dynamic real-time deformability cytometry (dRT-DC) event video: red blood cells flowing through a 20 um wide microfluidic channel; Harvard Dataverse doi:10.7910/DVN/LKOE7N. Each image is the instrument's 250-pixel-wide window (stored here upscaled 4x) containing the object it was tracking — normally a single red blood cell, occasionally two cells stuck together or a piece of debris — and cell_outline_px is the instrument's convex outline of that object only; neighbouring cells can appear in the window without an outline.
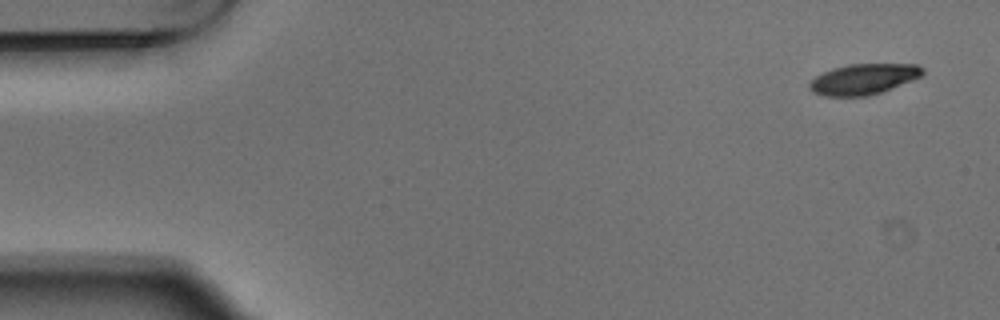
{"species": "Egyptian fruit bat (a non-hibernating species)", "species_latin": "Rousettus aegyptiacus", "temperature_condition": "warm", "stored_images_in_passage": 5, "camera_frame_rate_fps": 3000, "um_per_image_px": 0.085, "animal": {"sex": "male"}, "frame": {"image": 1, "passage_image": 1, "time_ms": 0.0, "image_size_px": [1000, 320], "cell_outline_px": [[924, 72], [920, 76], [912, 80], [892, 88], [868, 96], [824, 96], [812, 92], [808, 88], [808, 84], [816, 76], [832, 68], [848, 64], [916, 64], [924, 68]], "centroid_in_image_um": [73.38, 6.72], "position_along_channel_um": 11.6, "area_um2": 20.17}}
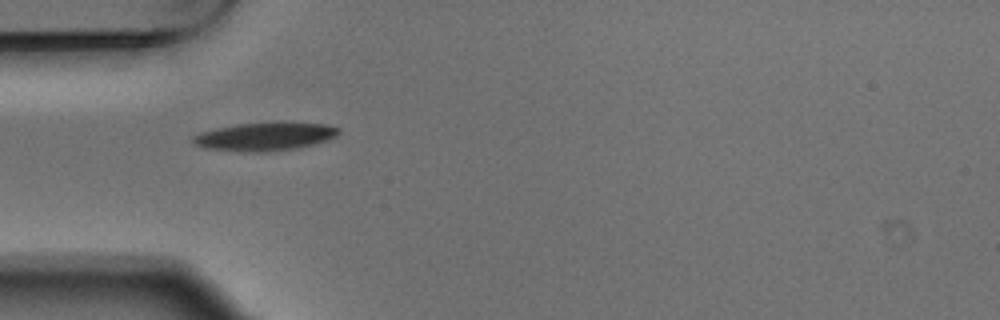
{"frame": {"image": 2, "passage_image": 4, "time_ms": 1.0, "image_size_px": [1000, 320], "cell_outline_px": [[340, 132], [336, 136], [312, 144], [296, 148], [264, 152], [244, 152], [204, 148], [196, 144], [192, 140], [192, 136], [200, 132], [216, 128], [236, 124], [284, 120], [324, 124], [340, 128]], "centroid_in_image_um": [22.52, 11.57], "position_along_channel_um": 62.5, "area_um2": 24.45}}
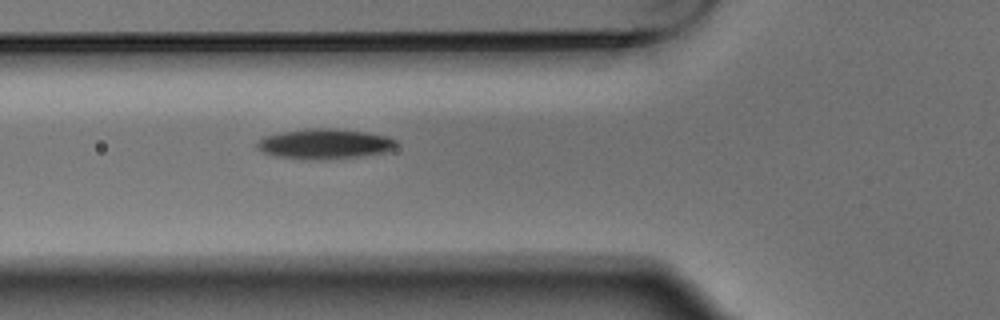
{"frame": {"image": 3, "passage_image": 5, "time_ms": 1.333, "image_size_px": [1000, 320], "cell_outline_px": [[396, 144], [392, 148], [384, 152], [360, 156], [328, 160], [304, 160], [276, 156], [264, 152], [256, 148], [256, 144], [264, 136], [284, 132], [312, 128], [336, 128], [368, 132], [388, 136], [396, 140]], "centroid_in_image_um": [27.6, 12.24], "position_along_channel_um": 98.2, "area_um2": 24.51}}